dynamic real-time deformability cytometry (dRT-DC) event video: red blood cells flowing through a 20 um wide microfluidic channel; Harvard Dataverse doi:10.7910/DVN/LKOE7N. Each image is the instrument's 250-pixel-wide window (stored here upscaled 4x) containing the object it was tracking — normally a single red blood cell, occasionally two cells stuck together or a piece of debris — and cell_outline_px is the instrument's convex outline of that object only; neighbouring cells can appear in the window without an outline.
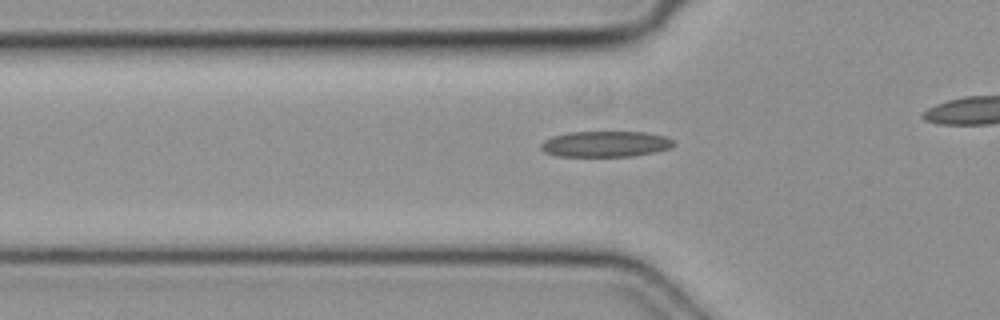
{"species": "common noctule bat (a hibernating species)", "species_latin": "Nyctalus noctula", "temperature_condition": "cold", "stored_images_in_passage": 6, "camera_frame_rate_fps": 3000, "um_per_image_px": 0.085, "animal": {"sex": "female", "body_mass_g": 19.3, "forearm_length_mm": 54.1}, "frame": {"image": 1, "passage_image": 5, "time_ms": 1.333, "image_size_px": [1000, 320], "cell_outline_px": [[676, 144], [672, 148], [656, 152], [632, 156], [560, 156], [544, 152], [540, 148], [540, 144], [544, 140], [552, 136], [568, 132], [644, 132], [664, 136], [676, 140]], "centroid_in_image_um": [51.5, 12.24], "position_along_channel_um": 74.3, "area_um2": 20.17}}